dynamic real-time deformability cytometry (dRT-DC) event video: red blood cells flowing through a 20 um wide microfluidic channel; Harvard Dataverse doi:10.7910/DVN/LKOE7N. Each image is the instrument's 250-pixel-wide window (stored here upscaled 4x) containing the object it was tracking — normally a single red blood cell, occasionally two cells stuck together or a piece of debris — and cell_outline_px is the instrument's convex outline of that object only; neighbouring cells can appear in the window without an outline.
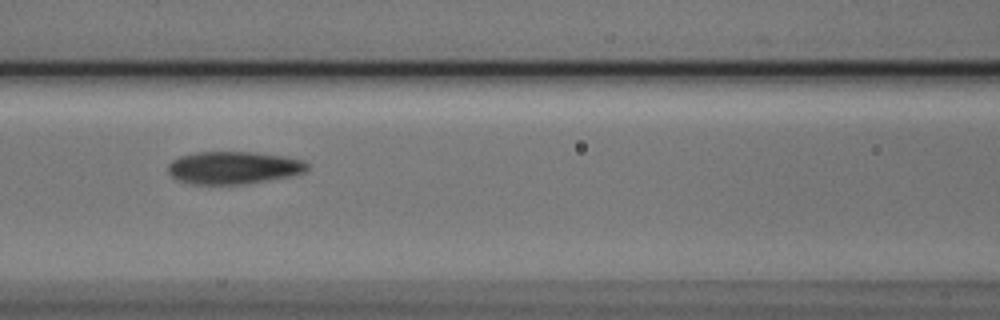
{"species": "Egyptian fruit bat (a non-hibernating species)", "species_latin": "Rousettus aegyptiacus", "temperature_condition": "cold", "stored_images_in_passage": 4, "camera_frame_rate_fps": 3000, "um_per_image_px": 0.085, "animal": {"sex": "male"}, "frame": {"image": 1, "passage_image": 3, "time_ms": 0.667, "image_size_px": [1000, 320], "cell_outline_px": [[308, 168], [304, 172], [292, 176], [244, 184], [192, 184], [180, 180], [172, 176], [168, 172], [168, 164], [172, 160], [180, 156], [196, 152], [252, 152], [284, 156], [304, 160], [308, 164]], "centroid_in_image_um": [19.86, 14.25], "position_along_channel_um": 146.7, "area_um2": 26.41}}
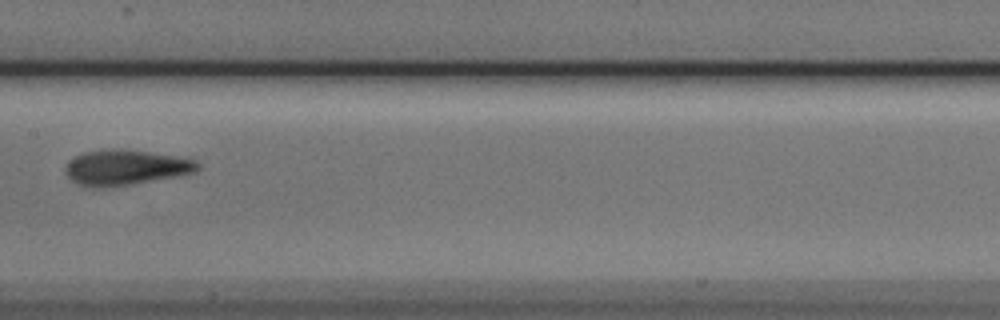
{"frame": {"image": 2, "passage_image": 4, "time_ms": 1.0, "image_size_px": [1000, 320], "cell_outline_px": [[200, 168], [196, 172], [176, 176], [132, 184], [100, 188], [92, 188], [80, 184], [72, 180], [64, 172], [64, 168], [68, 160], [84, 152], [112, 148], [120, 148], [180, 156], [196, 160], [200, 164]], "centroid_in_image_um": [10.68, 14.22], "position_along_channel_um": 196.7, "area_um2": 27.46}}